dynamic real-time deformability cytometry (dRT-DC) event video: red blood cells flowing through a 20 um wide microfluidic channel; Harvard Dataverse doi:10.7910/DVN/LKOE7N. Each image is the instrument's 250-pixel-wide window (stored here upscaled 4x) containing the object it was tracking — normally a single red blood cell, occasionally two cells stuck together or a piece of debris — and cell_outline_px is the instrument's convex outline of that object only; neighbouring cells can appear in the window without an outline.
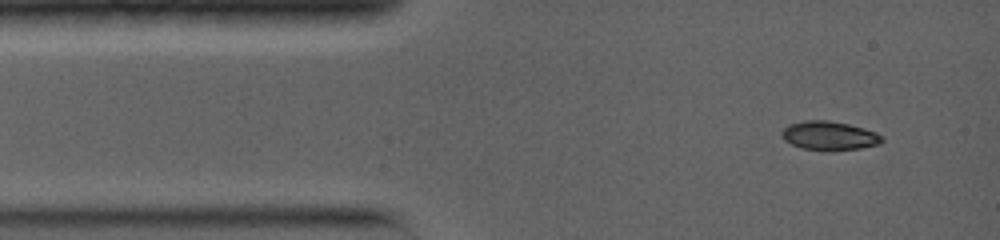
{"species": "common noctule bat (a hibernating species)", "species_latin": "Nyctalus noctula", "temperature_condition": "warm", "stored_images_in_passage": 58, "camera_frame_rate_fps": 5000, "um_per_image_px": 0.085, "animal": {"sex": "female", "body_mass_g": 19.0, "forearm_length_mm": 56.7}, "frame": {"image": 1, "passage_image": 1, "time_ms": 0.0, "image_size_px": [1000, 240], "cell_outline_px": [[884, 140], [880, 144], [860, 148], [800, 148], [784, 140], [780, 132], [788, 124], [804, 120], [828, 120], [848, 124], [864, 128], [876, 132]], "centroid_in_image_um": [70.46, 11.49], "position_along_channel_um": 14.5, "area_um2": 16.3}}
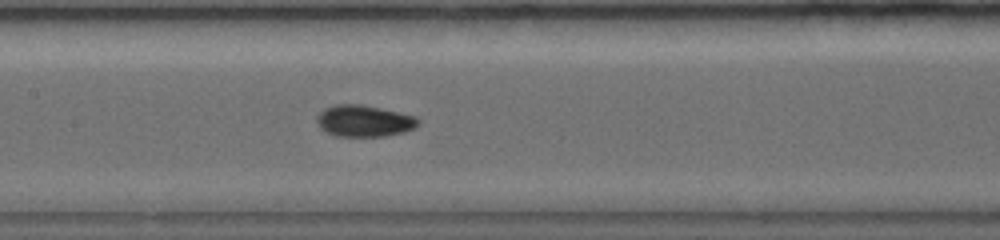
{"frame": {"image": 2, "passage_image": 16, "time_ms": 5.2, "image_size_px": [1000, 240], "cell_outline_px": [[420, 124], [416, 128], [404, 132], [384, 136], [336, 136], [320, 128], [316, 120], [316, 116], [324, 108], [336, 104], [360, 104], [380, 108], [416, 116], [420, 120]], "centroid_in_image_um": [30.97, 10.27], "position_along_channel_um": 176.4, "area_um2": 18.73}}
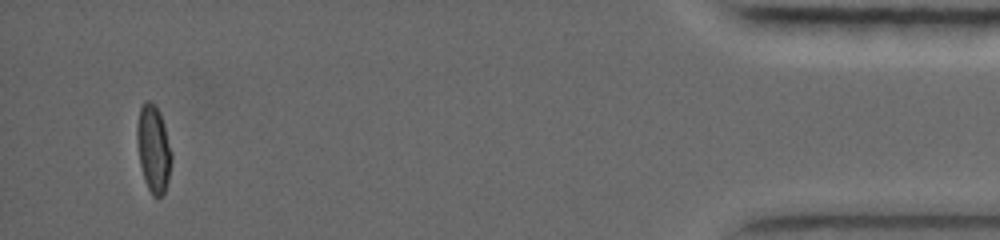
{"frame": {"image": 3, "passage_image": 52, "time_ms": 13.6, "image_size_px": [1000, 240], "cell_outline_px": [[172, 160], [168, 180], [164, 192], [160, 196], [152, 196], [144, 180], [140, 164], [136, 140], [136, 128], [140, 108], [144, 100], [152, 100], [156, 104], [160, 112], [164, 124], [172, 152]], "centroid_in_image_um": [13.04, 12.59], "position_along_channel_um": 422.2, "area_um2": 17.8}, "authors_computed_cell_mechanics": {"area_um2": 17.5423, "velocity_mm_per_s": 4.0627, "shape_relaxation_time_tau1_ms": 7.9771, "shape_relaxation_time_tau2_ms": null, "deformation_change_tau1": 0.202, "deformation_change_tau2": null}}